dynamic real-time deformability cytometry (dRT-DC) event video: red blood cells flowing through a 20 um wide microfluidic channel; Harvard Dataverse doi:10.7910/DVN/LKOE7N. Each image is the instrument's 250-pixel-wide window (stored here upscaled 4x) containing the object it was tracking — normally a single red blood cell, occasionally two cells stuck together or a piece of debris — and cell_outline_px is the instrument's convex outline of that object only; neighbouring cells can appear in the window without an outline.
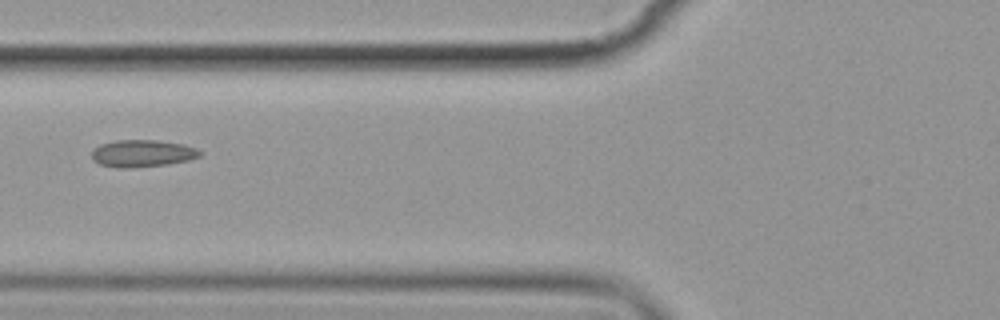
{"species": "common noctule bat (a hibernating species)", "species_latin": "Nyctalus noctula", "temperature_condition": "cold", "stored_images_in_passage": 6, "camera_frame_rate_fps": 3000, "um_per_image_px": 0.085, "animal": {"sex": "female", "body_mass_g": 19.9}, "frame": {"image": 1, "passage_image": 2, "time_ms": 1.333, "image_size_px": [1000, 320], "cell_outline_px": [[204, 152], [200, 156], [188, 160], [168, 164], [128, 168], [120, 168], [100, 164], [92, 160], [92, 148], [100, 144], [116, 140], [156, 140], [184, 144], [196, 148]], "centroid_in_image_um": [12.1, 13.03], "position_along_channel_um": 113.7, "area_um2": 17.22}}
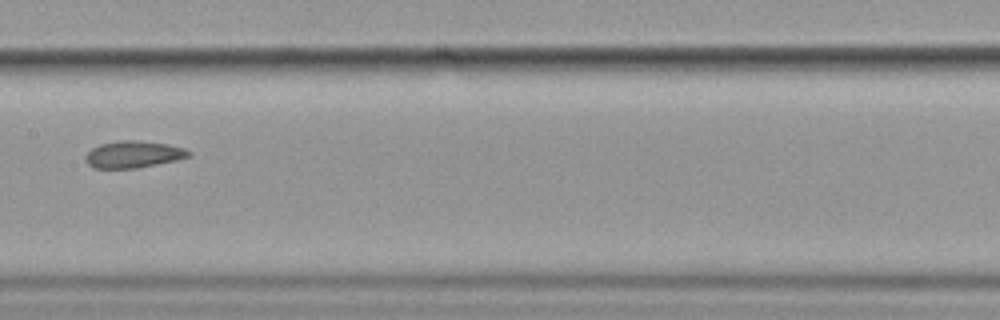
{"frame": {"image": 2, "passage_image": 4, "time_ms": 3.667, "image_size_px": [1000, 320], "cell_outline_px": [[192, 156], [176, 160], [136, 168], [92, 168], [84, 160], [84, 156], [92, 148], [100, 144], [116, 140], [136, 140], [168, 144], [184, 148], [192, 152]], "centroid_in_image_um": [11.32, 13.11], "position_along_channel_um": 196.1, "area_um2": 16.3}}
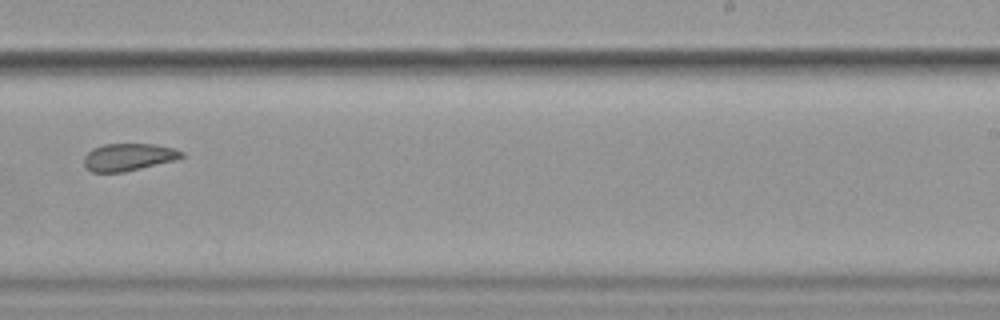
{"frame": {"image": 3, "passage_image": 6, "time_ms": 6.0, "image_size_px": [1000, 320], "cell_outline_px": [[184, 156], [176, 160], [124, 172], [92, 172], [84, 164], [84, 156], [92, 148], [104, 144], [152, 144], [172, 148], [184, 152]], "centroid_in_image_um": [10.92, 13.35], "position_along_channel_um": 278.1, "area_um2": 15.49}}